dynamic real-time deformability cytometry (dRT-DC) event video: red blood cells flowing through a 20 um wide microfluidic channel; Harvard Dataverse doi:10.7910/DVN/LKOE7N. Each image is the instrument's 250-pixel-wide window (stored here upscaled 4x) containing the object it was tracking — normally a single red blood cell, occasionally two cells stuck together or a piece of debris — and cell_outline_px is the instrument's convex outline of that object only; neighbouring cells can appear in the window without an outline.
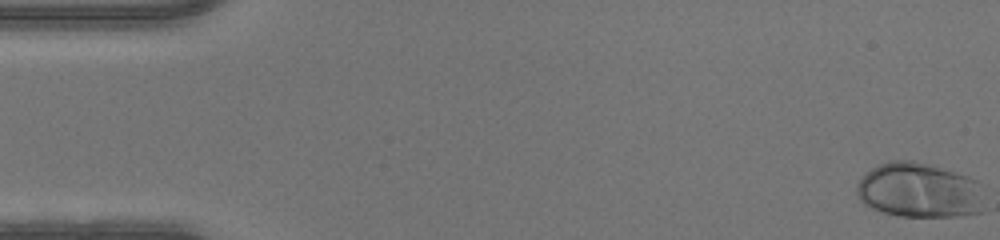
{"species": "human", "species_latin": "Homo sapiens", "temperature_condition": "warm", "stored_images_in_passage": 48, "camera_frame_rate_fps": 3000, "um_per_image_px": 0.085, "donor": {"sex": "male"}, "frame": {"image": 1, "passage_image": 1, "time_ms": 0.0, "image_size_px": [1000, 240], "cell_outline_px": [[984, 212], [956, 216], [900, 216], [884, 212], [872, 208], [864, 204], [860, 200], [856, 192], [856, 184], [872, 168], [880, 164], [892, 160], [912, 160], [928, 164], [968, 176], [976, 180], [980, 184]], "centroid_in_image_um": [78.14, 16.18], "position_along_channel_um": 6.9, "area_um2": 40.81}}
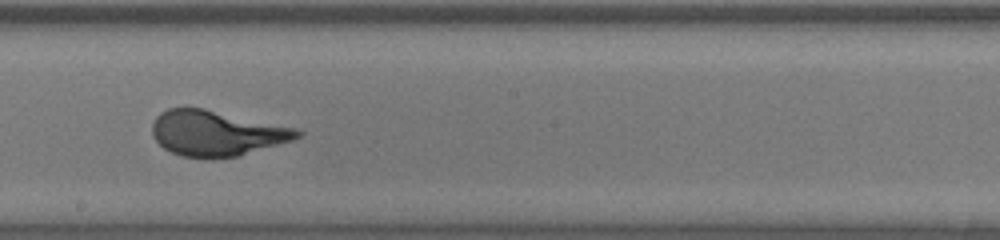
{"frame": {"image": 2, "passage_image": 27, "time_ms": 8.667, "image_size_px": [1000, 240], "cell_outline_px": [[304, 132], [300, 136], [292, 140], [236, 156], [212, 160], [180, 156], [164, 148], [152, 136], [152, 124], [156, 116], [160, 112], [168, 108], [204, 108], [296, 128]], "centroid_in_image_um": [18.36, 11.33], "position_along_channel_um": 229.8, "area_um2": 38.38}}
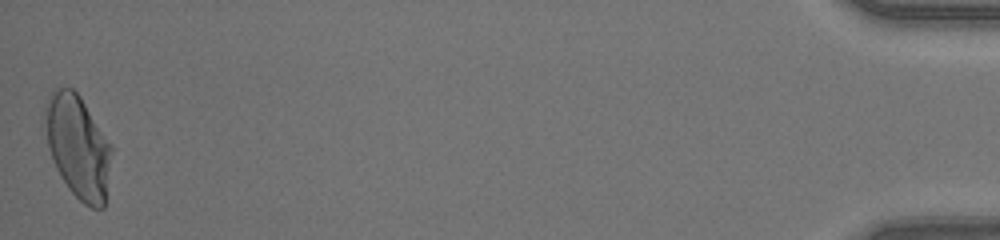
{"frame": {"image": 3, "passage_image": 48, "time_ms": 15.667, "image_size_px": [1000, 240], "cell_outline_px": [[112, 152], [104, 208], [92, 208], [84, 204], [68, 188], [60, 176], [52, 160], [40, 124], [48, 96], [52, 92], [60, 88], [72, 88], [80, 96], [112, 144]], "centroid_in_image_um": [6.58, 12.44], "position_along_channel_um": 428.6, "area_um2": 40.58}}